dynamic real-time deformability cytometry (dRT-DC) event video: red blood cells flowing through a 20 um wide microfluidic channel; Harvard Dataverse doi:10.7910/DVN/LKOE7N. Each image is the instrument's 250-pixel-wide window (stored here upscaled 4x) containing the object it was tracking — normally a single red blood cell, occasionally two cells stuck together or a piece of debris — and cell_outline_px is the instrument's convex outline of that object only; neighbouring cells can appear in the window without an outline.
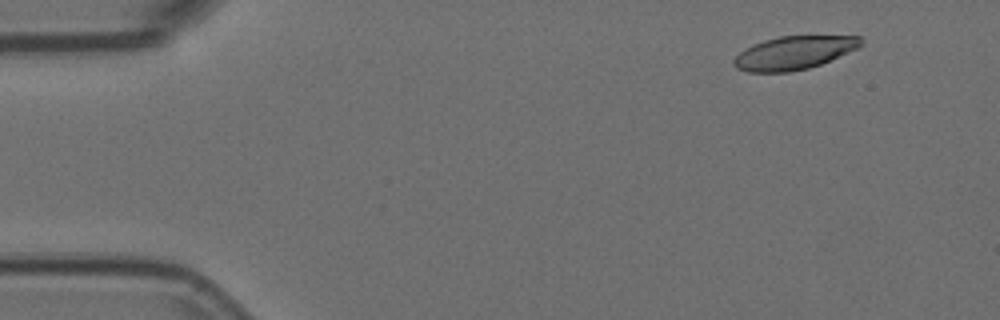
{"species": "Egyptian fruit bat (a non-hibernating species)", "species_latin": "Rousettus aegyptiacus", "temperature_condition": "room temperature", "stored_images_in_passage": 5, "camera_frame_rate_fps": 3000, "um_per_image_px": 0.085, "animal": {"sex": "female"}, "frame": {"image": 1, "passage_image": 2, "time_ms": 0.333, "image_size_px": [1000, 320], "cell_outline_px": [[864, 44], [848, 52], [820, 64], [808, 68], [788, 72], [748, 72], [736, 68], [732, 64], [732, 60], [740, 52], [752, 44], [764, 40], [780, 36], [860, 36]], "centroid_in_image_um": [67.44, 4.49], "position_along_channel_um": 17.6, "area_um2": 24.51}}
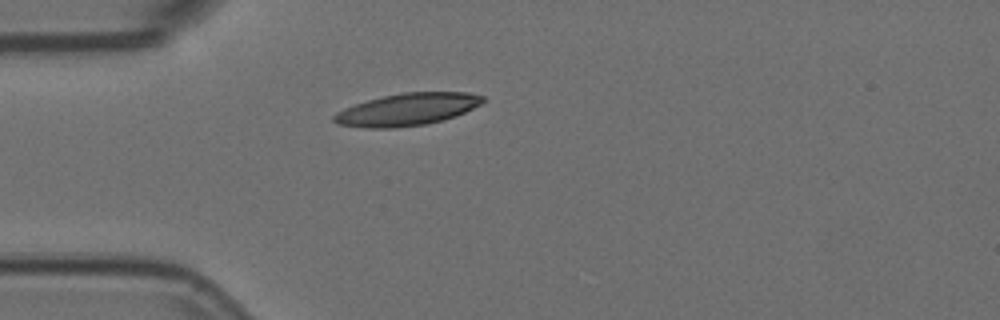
{"frame": {"image": 2, "passage_image": 5, "time_ms": 1.333, "image_size_px": [1000, 320], "cell_outline_px": [[484, 100], [480, 104], [464, 112], [440, 120], [424, 124], [396, 128], [368, 128], [336, 124], [332, 120], [332, 116], [336, 112], [344, 108], [368, 100], [384, 96], [404, 92], [468, 92], [484, 96]], "centroid_in_image_um": [34.57, 9.3], "position_along_channel_um": 50.4, "area_um2": 27.69}}